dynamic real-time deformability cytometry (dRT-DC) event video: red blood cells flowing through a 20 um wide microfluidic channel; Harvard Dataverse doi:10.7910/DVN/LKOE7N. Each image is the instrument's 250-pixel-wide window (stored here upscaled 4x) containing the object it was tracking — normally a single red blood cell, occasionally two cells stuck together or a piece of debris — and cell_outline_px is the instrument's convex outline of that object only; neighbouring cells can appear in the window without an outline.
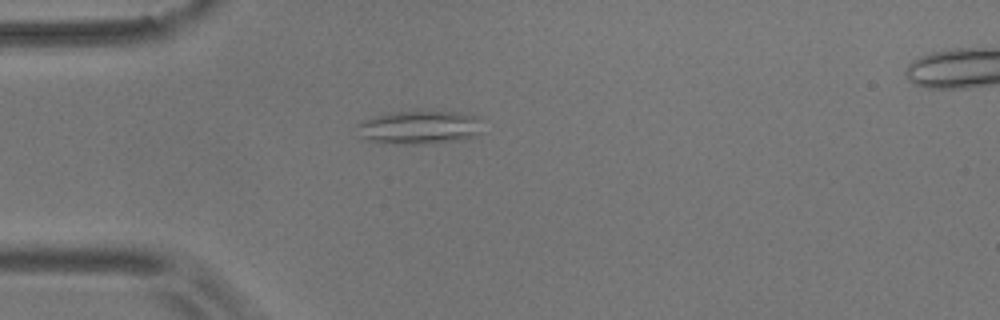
{"species": "common noctule bat (a hibernating species)", "species_latin": "Nyctalus noctula", "temperature_condition": "room temperature", "stored_images_in_passage": 41, "camera_frame_rate_fps": 3000, "um_per_image_px": 0.085, "animal": {"sex": "male", "body_mass_g": 17.9}, "frame": {"image": 1, "passage_image": 1, "time_ms": 0.0, "image_size_px": [1000, 320], "cell_outline_px": [[484, 132], [476, 136], [464, 140], [432, 144], [380, 144], [368, 140], [360, 136], [356, 124], [364, 120], [376, 116], [392, 112], [456, 112], [480, 116]], "centroid_in_image_um": [35.72, 10.86], "position_along_channel_um": 49.3, "area_um2": 25.09}}
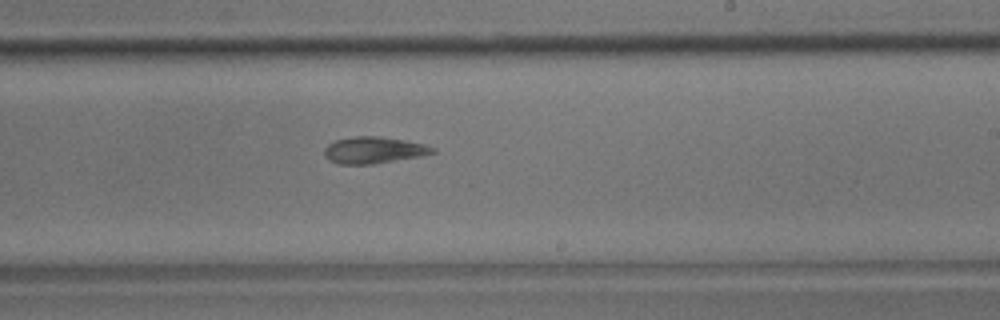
{"frame": {"image": 2, "passage_image": 19, "time_ms": 6.0, "image_size_px": [1000, 320], "cell_outline_px": [[436, 152], [420, 156], [372, 164], [336, 164], [328, 160], [324, 156], [324, 148], [328, 144], [336, 140], [352, 136], [376, 136], [404, 140], [424, 144], [436, 148]], "centroid_in_image_um": [31.73, 12.76], "position_along_channel_um": 257.3, "area_um2": 16.82}}
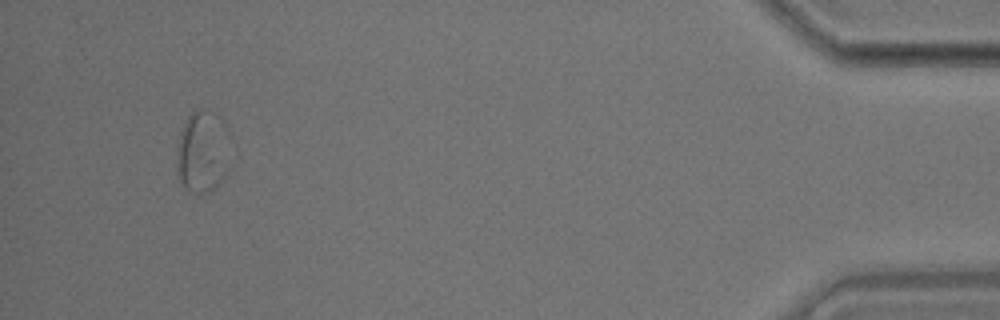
{"frame": {"image": 3, "passage_image": 38, "time_ms": 12.333, "image_size_px": [1000, 320], "cell_outline_px": [[236, 164], [224, 180], [208, 192], [192, 192], [184, 188], [180, 180], [176, 164], [180, 132], [188, 116], [192, 112], [200, 108], [204, 108], [216, 112], [228, 124]], "centroid_in_image_um": [17.38, 12.87], "position_along_channel_um": 417.8, "area_um2": 27.57}, "authors_computed_cell_mechanics": {"area_um2": 16.7042, "velocity_mm_per_s": 3.6593, "shape_relaxation_time_tau1_ms": null, "shape_relaxation_time_tau2_ms": 3.7723, "deformation_change_tau1": null, "deformation_change_tau2": 0.0964}}